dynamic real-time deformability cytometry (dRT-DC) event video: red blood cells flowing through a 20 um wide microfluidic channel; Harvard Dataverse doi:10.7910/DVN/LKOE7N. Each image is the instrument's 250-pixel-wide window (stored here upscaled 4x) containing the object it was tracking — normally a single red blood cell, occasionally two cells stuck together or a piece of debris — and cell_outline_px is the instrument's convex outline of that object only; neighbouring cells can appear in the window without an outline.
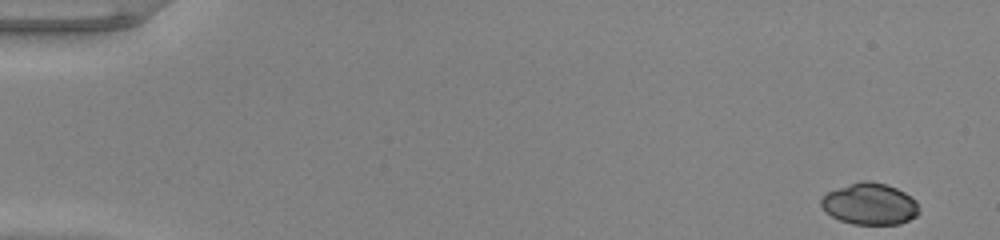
{"species": "common noctule bat (a hibernating species)", "species_latin": "Nyctalus noctula", "temperature_condition": "warm", "stored_images_in_passage": 51, "camera_frame_rate_fps": 3000, "um_per_image_px": 0.085, "animal": {"sex": "male", "body_mass_g": 20.0, "forearm_length_mm": 53.3}, "frame": {"image": 1, "passage_image": 1, "time_ms": 0.0, "image_size_px": [1000, 240], "cell_outline_px": [[920, 212], [916, 216], [900, 224], [852, 224], [840, 220], [824, 212], [820, 204], [820, 200], [828, 192], [860, 180], [868, 180], [888, 184], [904, 192], [916, 200]], "centroid_in_image_um": [73.94, 17.33], "position_along_channel_um": 11.1, "area_um2": 23.81}}
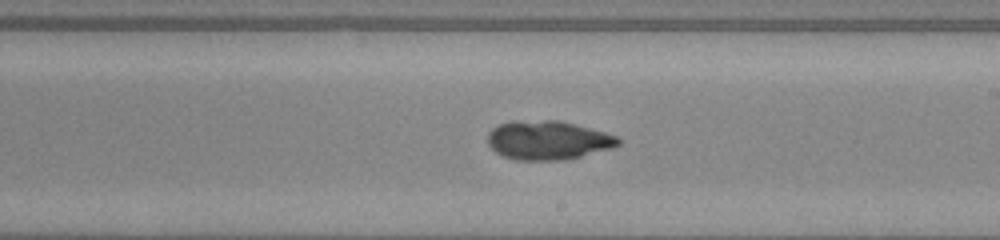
{"frame": {"image": 2, "passage_image": 30, "time_ms": 9.667, "image_size_px": [1000, 240], "cell_outline_px": [[620, 144], [612, 148], [564, 160], [516, 160], [504, 156], [496, 152], [488, 144], [488, 132], [492, 128], [500, 124], [512, 120], [560, 120], [604, 132], [616, 136], [620, 140]], "centroid_in_image_um": [46.55, 11.91], "position_along_channel_um": 242.5, "area_um2": 29.59}}
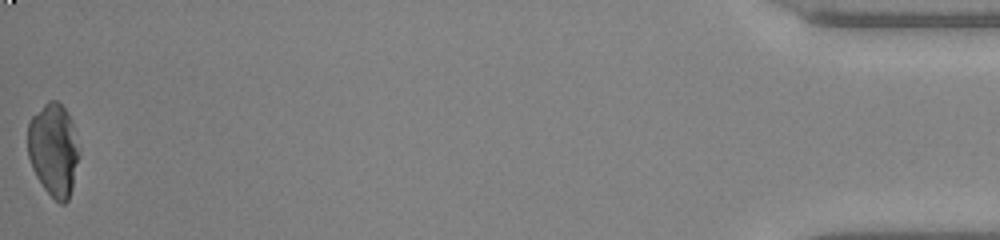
{"frame": {"image": 3, "passage_image": 51, "time_ms": 16.667, "image_size_px": [1000, 240], "cell_outline_px": [[80, 156], [72, 188], [68, 200], [64, 204], [60, 204], [44, 188], [36, 176], [32, 168], [28, 156], [28, 120], [48, 100], [56, 100], [64, 108], [72, 120], [80, 152]], "centroid_in_image_um": [4.56, 12.72], "position_along_channel_um": 430.6, "area_um2": 27.98}, "authors_computed_cell_mechanics": {"area_um2": 28.322, "velocity_mm_per_s": 4.0014, "shape_relaxation_time_tau1_ms": null, "shape_relaxation_time_tau2_ms": 0.9537, "deformation_change_tau1": null, "deformation_change_tau2": 0.0514}}